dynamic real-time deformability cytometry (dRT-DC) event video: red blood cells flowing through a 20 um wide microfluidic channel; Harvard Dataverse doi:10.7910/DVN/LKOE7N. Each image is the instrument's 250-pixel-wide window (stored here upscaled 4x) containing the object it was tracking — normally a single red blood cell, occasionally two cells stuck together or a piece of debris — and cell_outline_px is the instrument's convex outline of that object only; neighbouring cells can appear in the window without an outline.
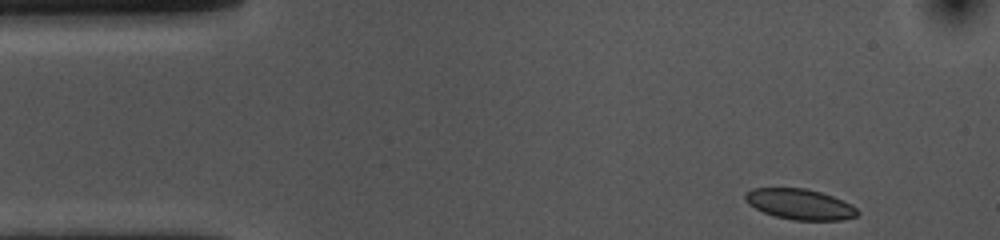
{"species": "common noctule bat (a hibernating species)", "species_latin": "Nyctalus noctula", "temperature_condition": "cold", "stored_images_in_passage": 42, "camera_frame_rate_fps": 3000, "um_per_image_px": 0.085, "animal": {"sex": "female", "body_mass_g": 10.0, "forearm_length_mm": 53.1}, "frame": {"image": 1, "passage_image": 1, "time_ms": 0.0, "image_size_px": [1000, 240], "cell_outline_px": [[860, 212], [856, 216], [844, 220], [792, 220], [776, 216], [764, 212], [748, 204], [744, 200], [744, 192], [752, 188], [804, 188], [820, 192], [832, 196], [852, 204]], "centroid_in_image_um": [67.98, 17.35], "position_along_channel_um": 17.0, "area_um2": 20.06}}
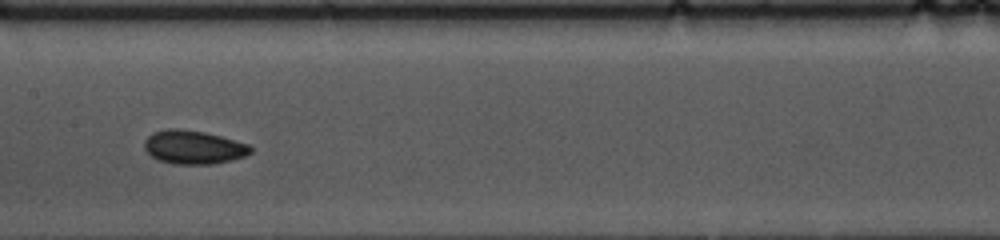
{"frame": {"image": 2, "passage_image": 22, "time_ms": 7.0, "image_size_px": [1000, 240], "cell_outline_px": [[252, 152], [244, 156], [212, 164], [176, 164], [160, 160], [152, 156], [144, 148], [144, 140], [152, 132], [168, 128], [180, 128], [204, 132], [220, 136], [248, 144], [252, 148]], "centroid_in_image_um": [16.42, 12.5], "position_along_channel_um": 191.0, "area_um2": 20.63}}
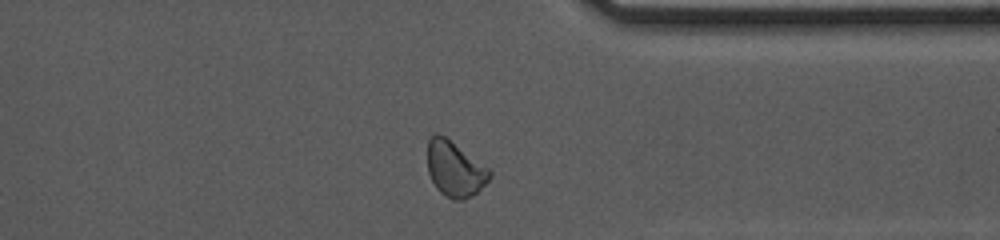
{"frame": {"image": 3, "passage_image": 38, "time_ms": 12.333, "image_size_px": [1000, 240], "cell_outline_px": [[492, 176], [476, 192], [464, 200], [452, 200], [440, 192], [436, 188], [428, 172], [428, 140], [436, 132], [440, 132], [488, 168], [492, 172]], "centroid_in_image_um": [38.64, 14.35], "position_along_channel_um": 372.8, "area_um2": 19.88}, "authors_computed_cell_mechanics": {"area_um2": 19.9699, "velocity_mm_per_s": 3.5338, "shape_relaxation_time_tau1_ms": 5.8079, "shape_relaxation_time_tau2_ms": 4.0309, "deformation_change_tau1": 0.095, "deformation_change_tau2": 0.0677}}